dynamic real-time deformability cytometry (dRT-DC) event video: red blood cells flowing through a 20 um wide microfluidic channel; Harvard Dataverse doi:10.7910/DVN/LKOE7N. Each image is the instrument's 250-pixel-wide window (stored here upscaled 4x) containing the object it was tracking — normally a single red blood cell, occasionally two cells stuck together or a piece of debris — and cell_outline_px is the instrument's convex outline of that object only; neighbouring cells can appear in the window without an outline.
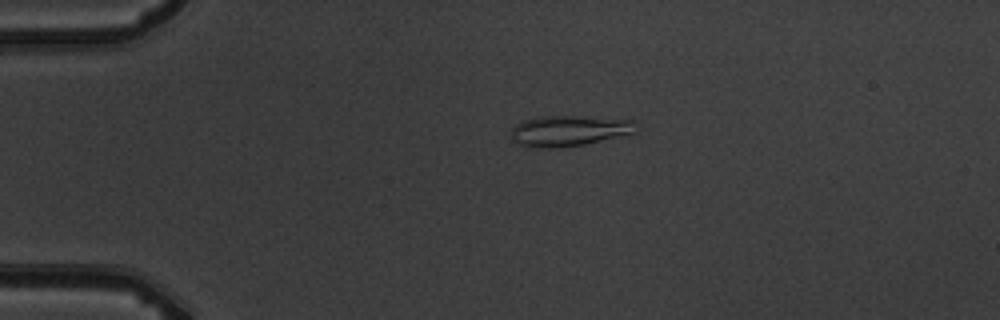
{"species": "common noctule bat (a hibernating species)", "species_latin": "Nyctalus noctula", "temperature_condition": "warm", "stored_images_in_passage": 5, "camera_frame_rate_fps": 3000, "um_per_image_px": 0.085, "animal": {"sex": "male", "body_mass_g": 19.5, "forearm_length_mm": 54.6}, "frame": {"image": 1, "passage_image": 2, "time_ms": 1.333, "image_size_px": [1000, 320], "cell_outline_px": [[636, 132], [620, 136], [584, 144], [560, 148], [528, 148], [512, 140], [512, 128], [516, 124], [524, 120], [536, 116], [576, 116], [636, 120]], "centroid_in_image_um": [48.34, 11.12], "position_along_channel_um": 36.7, "area_um2": 22.48}}
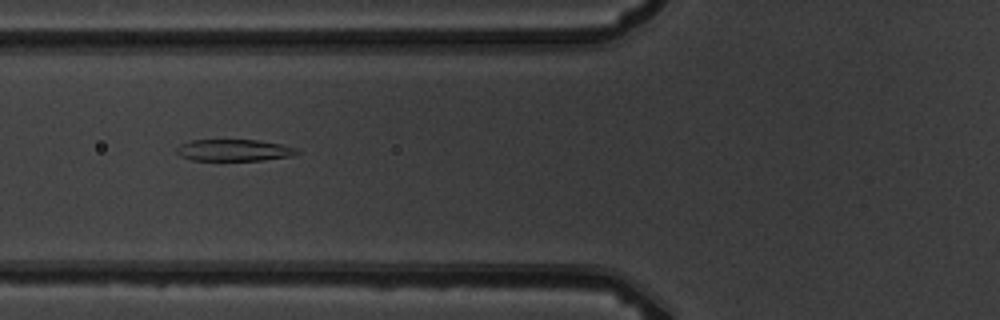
{"frame": {"image": 2, "passage_image": 4, "time_ms": 4.333, "image_size_px": [1000, 320], "cell_outline_px": [[300, 152], [292, 156], [264, 160], [192, 160], [180, 156], [176, 152], [176, 148], [180, 144], [192, 140], [256, 140], [280, 144], [296, 148]], "centroid_in_image_um": [19.88, 12.77], "position_along_channel_um": 105.9, "area_um2": 15.14}}
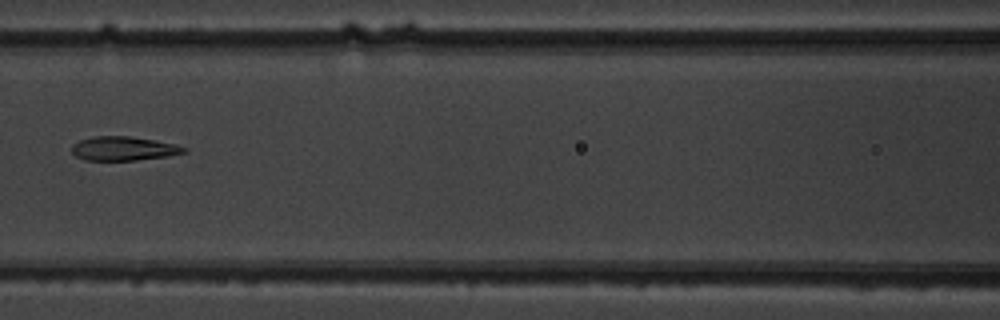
{"frame": {"image": 3, "passage_image": 5, "time_ms": 5.667, "image_size_px": [1000, 320], "cell_outline_px": [[188, 152], [168, 156], [136, 160], [84, 160], [76, 156], [72, 152], [72, 144], [80, 140], [92, 136], [128, 136], [176, 144], [188, 148]], "centroid_in_image_um": [10.51, 12.63], "position_along_channel_um": 156.1, "area_um2": 15.72}}